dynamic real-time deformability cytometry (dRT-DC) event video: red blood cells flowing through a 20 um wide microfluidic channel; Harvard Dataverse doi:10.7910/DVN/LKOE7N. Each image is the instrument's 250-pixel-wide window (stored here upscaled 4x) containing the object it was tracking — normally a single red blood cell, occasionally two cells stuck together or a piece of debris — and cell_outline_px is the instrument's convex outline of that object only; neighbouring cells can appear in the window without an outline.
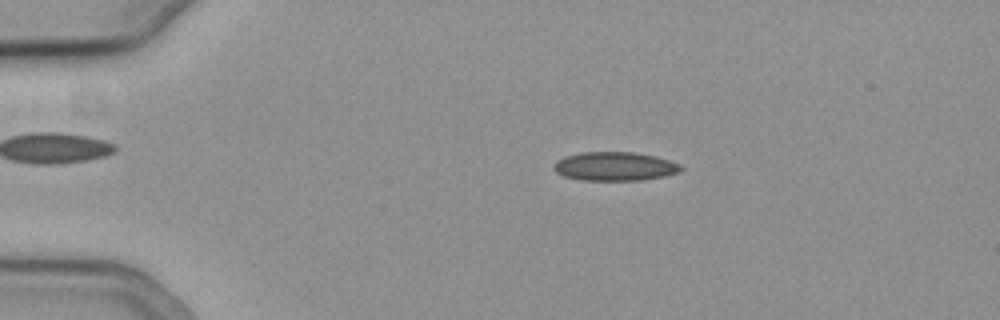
{"species": "common noctule bat (a hibernating species)", "species_latin": "Nyctalus noctula", "temperature_condition": "cold", "stored_images_in_passage": 50, "camera_frame_rate_fps": 3000, "um_per_image_px": 0.085, "animal": {"sex": "female", "body_mass_g": 19.3, "forearm_length_mm": 54.1}, "frame": {"image": 1, "passage_image": 6, "time_ms": 1.667, "image_size_px": [1000, 320], "cell_outline_px": [[684, 168], [680, 172], [664, 176], [644, 180], [580, 180], [564, 176], [556, 172], [552, 168], [552, 164], [556, 160], [564, 156], [584, 152], [632, 152], [656, 156], [680, 164]], "centroid_in_image_um": [52.24, 14.14], "position_along_channel_um": 32.8, "area_um2": 21.5}}
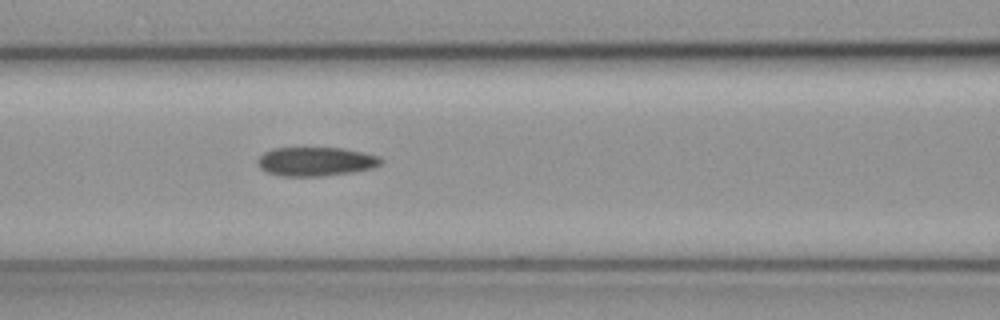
{"frame": {"image": 2, "passage_image": 19, "time_ms": 6.0, "image_size_px": [1000, 320], "cell_outline_px": [[384, 160], [380, 164], [372, 168], [352, 172], [324, 176], [280, 176], [268, 172], [260, 168], [256, 160], [264, 152], [272, 148], [340, 148], [380, 156]], "centroid_in_image_um": [26.82, 13.73], "position_along_channel_um": 139.8, "area_um2": 20.75}}
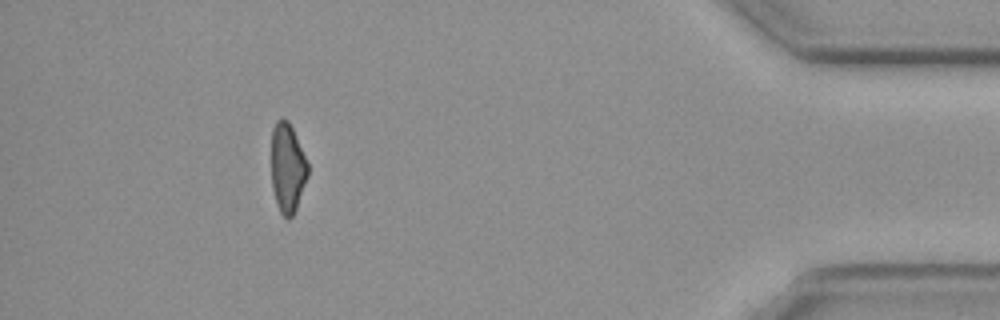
{"frame": {"image": 3, "passage_image": 45, "time_ms": 14.667, "image_size_px": [1000, 320], "cell_outline_px": [[308, 176], [296, 208], [292, 216], [288, 220], [280, 212], [276, 204], [272, 188], [272, 128], [276, 120], [288, 120], [292, 128], [308, 164]], "centroid_in_image_um": [24.43, 14.3], "position_along_channel_um": 410.8, "area_um2": 18.79}}